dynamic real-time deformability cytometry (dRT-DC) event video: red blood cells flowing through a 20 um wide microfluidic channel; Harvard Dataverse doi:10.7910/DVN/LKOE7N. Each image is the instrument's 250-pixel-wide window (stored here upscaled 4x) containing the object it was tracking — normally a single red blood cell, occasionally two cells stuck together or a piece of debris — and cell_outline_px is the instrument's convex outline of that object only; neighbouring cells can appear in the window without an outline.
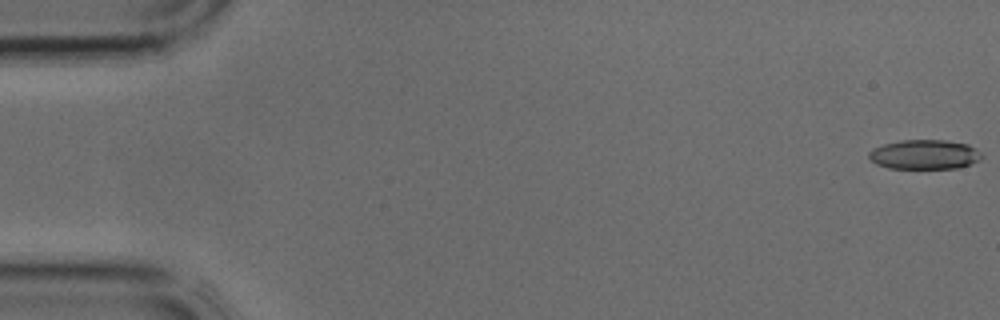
{"species": "common noctule bat (a hibernating species)", "species_latin": "Nyctalus noctula", "temperature_condition": "cold", "stored_images_in_passage": 13, "camera_frame_rate_fps": 3000, "um_per_image_px": 0.085, "animal": {"sex": "male", "body_mass_g": 17.9, "forearm_length_mm": 54.2}, "frame": {"image": 1, "passage_image": 1, "time_ms": 0.0, "image_size_px": [1000, 320], "cell_outline_px": [[984, 156], [980, 160], [956, 168], [888, 168], [876, 164], [868, 156], [868, 152], [872, 148], [884, 144], [900, 140], [944, 140], [968, 144], [980, 152]], "centroid_in_image_um": [78.56, 13.13], "position_along_channel_um": 6.4, "area_um2": 19.36}}
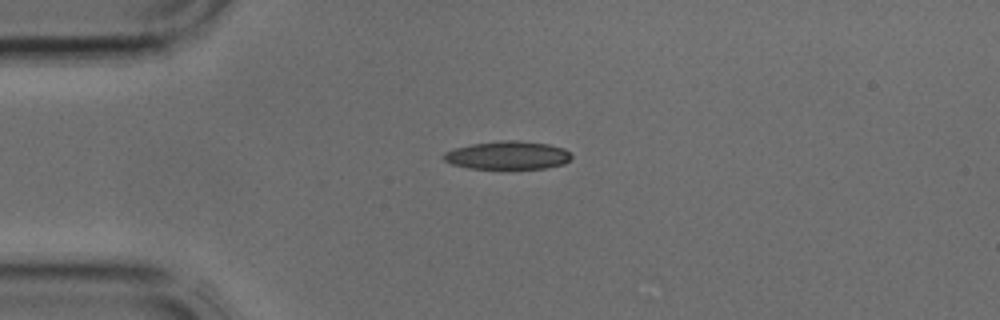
{"frame": {"image": 2, "passage_image": 10, "time_ms": 3.0, "image_size_px": [1000, 320], "cell_outline_px": [[572, 156], [564, 164], [544, 168], [468, 168], [452, 164], [444, 160], [444, 152], [456, 148], [472, 144], [500, 140], [520, 140], [548, 144], [564, 148]], "centroid_in_image_um": [43.16, 13.19], "position_along_channel_um": 41.8, "area_um2": 20.81}}